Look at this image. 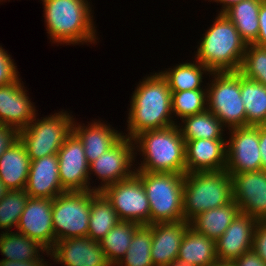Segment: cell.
I'll list each match as a JSON object with an SVG mask.
<instances>
[{
	"label": "cell",
	"mask_w": 266,
	"mask_h": 266,
	"mask_svg": "<svg viewBox=\"0 0 266 266\" xmlns=\"http://www.w3.org/2000/svg\"><path fill=\"white\" fill-rule=\"evenodd\" d=\"M171 91L160 72L146 75L135 87L127 116V134L134 139L148 130H157L175 124L171 110ZM125 133V134H124Z\"/></svg>",
	"instance_id": "cell-1"
},
{
	"label": "cell",
	"mask_w": 266,
	"mask_h": 266,
	"mask_svg": "<svg viewBox=\"0 0 266 266\" xmlns=\"http://www.w3.org/2000/svg\"><path fill=\"white\" fill-rule=\"evenodd\" d=\"M48 38L53 44H97L94 10L88 0H41ZM52 40V41H51Z\"/></svg>",
	"instance_id": "cell-2"
},
{
	"label": "cell",
	"mask_w": 266,
	"mask_h": 266,
	"mask_svg": "<svg viewBox=\"0 0 266 266\" xmlns=\"http://www.w3.org/2000/svg\"><path fill=\"white\" fill-rule=\"evenodd\" d=\"M198 41L194 57L211 72L239 71L247 44L224 13H218Z\"/></svg>",
	"instance_id": "cell-3"
},
{
	"label": "cell",
	"mask_w": 266,
	"mask_h": 266,
	"mask_svg": "<svg viewBox=\"0 0 266 266\" xmlns=\"http://www.w3.org/2000/svg\"><path fill=\"white\" fill-rule=\"evenodd\" d=\"M133 140L135 156H142L141 163L135 160L136 171L186 173L185 140L177 124L144 131Z\"/></svg>",
	"instance_id": "cell-4"
},
{
	"label": "cell",
	"mask_w": 266,
	"mask_h": 266,
	"mask_svg": "<svg viewBox=\"0 0 266 266\" xmlns=\"http://www.w3.org/2000/svg\"><path fill=\"white\" fill-rule=\"evenodd\" d=\"M233 200L232 178L226 169L185 173L183 216L190 222L198 214L222 207Z\"/></svg>",
	"instance_id": "cell-5"
},
{
	"label": "cell",
	"mask_w": 266,
	"mask_h": 266,
	"mask_svg": "<svg viewBox=\"0 0 266 266\" xmlns=\"http://www.w3.org/2000/svg\"><path fill=\"white\" fill-rule=\"evenodd\" d=\"M135 175L141 180L149 200L150 224L184 220L185 174L135 171Z\"/></svg>",
	"instance_id": "cell-6"
},
{
	"label": "cell",
	"mask_w": 266,
	"mask_h": 266,
	"mask_svg": "<svg viewBox=\"0 0 266 266\" xmlns=\"http://www.w3.org/2000/svg\"><path fill=\"white\" fill-rule=\"evenodd\" d=\"M34 120L19 130V140L24 144L30 160L57 154L66 137L72 132V112L61 110Z\"/></svg>",
	"instance_id": "cell-7"
},
{
	"label": "cell",
	"mask_w": 266,
	"mask_h": 266,
	"mask_svg": "<svg viewBox=\"0 0 266 266\" xmlns=\"http://www.w3.org/2000/svg\"><path fill=\"white\" fill-rule=\"evenodd\" d=\"M207 84V109L227 129L245 127L246 112L240 93V73L212 72Z\"/></svg>",
	"instance_id": "cell-8"
},
{
	"label": "cell",
	"mask_w": 266,
	"mask_h": 266,
	"mask_svg": "<svg viewBox=\"0 0 266 266\" xmlns=\"http://www.w3.org/2000/svg\"><path fill=\"white\" fill-rule=\"evenodd\" d=\"M97 191H66L53 199L52 220L55 243L88 235L92 197Z\"/></svg>",
	"instance_id": "cell-9"
},
{
	"label": "cell",
	"mask_w": 266,
	"mask_h": 266,
	"mask_svg": "<svg viewBox=\"0 0 266 266\" xmlns=\"http://www.w3.org/2000/svg\"><path fill=\"white\" fill-rule=\"evenodd\" d=\"M136 158L134 140L123 136L109 150L89 165L90 189L101 192L109 185L132 177L136 171L134 165ZM91 175L96 176L95 180H100L99 185L92 186L93 182L91 183L90 181L93 176Z\"/></svg>",
	"instance_id": "cell-10"
},
{
	"label": "cell",
	"mask_w": 266,
	"mask_h": 266,
	"mask_svg": "<svg viewBox=\"0 0 266 266\" xmlns=\"http://www.w3.org/2000/svg\"><path fill=\"white\" fill-rule=\"evenodd\" d=\"M101 193L115 209L121 221L150 224V205L141 180L134 174L104 188Z\"/></svg>",
	"instance_id": "cell-11"
},
{
	"label": "cell",
	"mask_w": 266,
	"mask_h": 266,
	"mask_svg": "<svg viewBox=\"0 0 266 266\" xmlns=\"http://www.w3.org/2000/svg\"><path fill=\"white\" fill-rule=\"evenodd\" d=\"M228 132L226 171L243 173L262 170L259 126L237 127L229 129Z\"/></svg>",
	"instance_id": "cell-12"
},
{
	"label": "cell",
	"mask_w": 266,
	"mask_h": 266,
	"mask_svg": "<svg viewBox=\"0 0 266 266\" xmlns=\"http://www.w3.org/2000/svg\"><path fill=\"white\" fill-rule=\"evenodd\" d=\"M57 157L62 188L65 191H90L89 163L83 143L73 131L64 140Z\"/></svg>",
	"instance_id": "cell-13"
},
{
	"label": "cell",
	"mask_w": 266,
	"mask_h": 266,
	"mask_svg": "<svg viewBox=\"0 0 266 266\" xmlns=\"http://www.w3.org/2000/svg\"><path fill=\"white\" fill-rule=\"evenodd\" d=\"M232 198L240 212L266 220V171L230 173Z\"/></svg>",
	"instance_id": "cell-14"
},
{
	"label": "cell",
	"mask_w": 266,
	"mask_h": 266,
	"mask_svg": "<svg viewBox=\"0 0 266 266\" xmlns=\"http://www.w3.org/2000/svg\"><path fill=\"white\" fill-rule=\"evenodd\" d=\"M52 205L53 199L29 197L15 230L37 241L48 252L55 246Z\"/></svg>",
	"instance_id": "cell-15"
},
{
	"label": "cell",
	"mask_w": 266,
	"mask_h": 266,
	"mask_svg": "<svg viewBox=\"0 0 266 266\" xmlns=\"http://www.w3.org/2000/svg\"><path fill=\"white\" fill-rule=\"evenodd\" d=\"M49 259L62 266H112L99 242L88 236L57 241Z\"/></svg>",
	"instance_id": "cell-16"
},
{
	"label": "cell",
	"mask_w": 266,
	"mask_h": 266,
	"mask_svg": "<svg viewBox=\"0 0 266 266\" xmlns=\"http://www.w3.org/2000/svg\"><path fill=\"white\" fill-rule=\"evenodd\" d=\"M27 91L21 78L0 86V124L21 130L34 120L38 110Z\"/></svg>",
	"instance_id": "cell-17"
},
{
	"label": "cell",
	"mask_w": 266,
	"mask_h": 266,
	"mask_svg": "<svg viewBox=\"0 0 266 266\" xmlns=\"http://www.w3.org/2000/svg\"><path fill=\"white\" fill-rule=\"evenodd\" d=\"M257 223L254 217L239 212L224 234L216 240L218 260L234 261L251 250Z\"/></svg>",
	"instance_id": "cell-18"
},
{
	"label": "cell",
	"mask_w": 266,
	"mask_h": 266,
	"mask_svg": "<svg viewBox=\"0 0 266 266\" xmlns=\"http://www.w3.org/2000/svg\"><path fill=\"white\" fill-rule=\"evenodd\" d=\"M226 140H185L186 173L226 169Z\"/></svg>",
	"instance_id": "cell-19"
},
{
	"label": "cell",
	"mask_w": 266,
	"mask_h": 266,
	"mask_svg": "<svg viewBox=\"0 0 266 266\" xmlns=\"http://www.w3.org/2000/svg\"><path fill=\"white\" fill-rule=\"evenodd\" d=\"M57 154L31 160L25 191L31 198L54 199L66 192L60 183Z\"/></svg>",
	"instance_id": "cell-20"
},
{
	"label": "cell",
	"mask_w": 266,
	"mask_h": 266,
	"mask_svg": "<svg viewBox=\"0 0 266 266\" xmlns=\"http://www.w3.org/2000/svg\"><path fill=\"white\" fill-rule=\"evenodd\" d=\"M152 230L151 259L154 266H166L178 258L182 239L190 223L159 222L148 225Z\"/></svg>",
	"instance_id": "cell-21"
},
{
	"label": "cell",
	"mask_w": 266,
	"mask_h": 266,
	"mask_svg": "<svg viewBox=\"0 0 266 266\" xmlns=\"http://www.w3.org/2000/svg\"><path fill=\"white\" fill-rule=\"evenodd\" d=\"M72 131L82 141L89 165L123 137V131L114 129L111 124L100 119L85 125L74 118Z\"/></svg>",
	"instance_id": "cell-22"
},
{
	"label": "cell",
	"mask_w": 266,
	"mask_h": 266,
	"mask_svg": "<svg viewBox=\"0 0 266 266\" xmlns=\"http://www.w3.org/2000/svg\"><path fill=\"white\" fill-rule=\"evenodd\" d=\"M30 166L25 146L18 140L0 157V180L9 190L25 189Z\"/></svg>",
	"instance_id": "cell-23"
},
{
	"label": "cell",
	"mask_w": 266,
	"mask_h": 266,
	"mask_svg": "<svg viewBox=\"0 0 266 266\" xmlns=\"http://www.w3.org/2000/svg\"><path fill=\"white\" fill-rule=\"evenodd\" d=\"M0 253L3 257L0 260L8 261H45L49 257L48 252L37 241L30 239L24 234L16 231L0 233ZM45 254V255H44ZM44 255V256H43Z\"/></svg>",
	"instance_id": "cell-24"
},
{
	"label": "cell",
	"mask_w": 266,
	"mask_h": 266,
	"mask_svg": "<svg viewBox=\"0 0 266 266\" xmlns=\"http://www.w3.org/2000/svg\"><path fill=\"white\" fill-rule=\"evenodd\" d=\"M239 212L238 205L232 200L222 207L213 208L198 214L189 222L190 227L216 241L224 234Z\"/></svg>",
	"instance_id": "cell-25"
},
{
	"label": "cell",
	"mask_w": 266,
	"mask_h": 266,
	"mask_svg": "<svg viewBox=\"0 0 266 266\" xmlns=\"http://www.w3.org/2000/svg\"><path fill=\"white\" fill-rule=\"evenodd\" d=\"M193 59V63L186 60L185 63H179L174 67L159 71L168 82L170 91L207 89L203 79H205V75L211 79L212 72L195 58Z\"/></svg>",
	"instance_id": "cell-26"
},
{
	"label": "cell",
	"mask_w": 266,
	"mask_h": 266,
	"mask_svg": "<svg viewBox=\"0 0 266 266\" xmlns=\"http://www.w3.org/2000/svg\"><path fill=\"white\" fill-rule=\"evenodd\" d=\"M178 259H184L194 266H210L218 260L216 241L189 226L182 239Z\"/></svg>",
	"instance_id": "cell-27"
},
{
	"label": "cell",
	"mask_w": 266,
	"mask_h": 266,
	"mask_svg": "<svg viewBox=\"0 0 266 266\" xmlns=\"http://www.w3.org/2000/svg\"><path fill=\"white\" fill-rule=\"evenodd\" d=\"M184 140L226 139L227 129L208 109L204 112L187 116L177 123Z\"/></svg>",
	"instance_id": "cell-28"
},
{
	"label": "cell",
	"mask_w": 266,
	"mask_h": 266,
	"mask_svg": "<svg viewBox=\"0 0 266 266\" xmlns=\"http://www.w3.org/2000/svg\"><path fill=\"white\" fill-rule=\"evenodd\" d=\"M264 0H243L229 7L224 14L234 24L246 44H253L259 33L258 14Z\"/></svg>",
	"instance_id": "cell-29"
},
{
	"label": "cell",
	"mask_w": 266,
	"mask_h": 266,
	"mask_svg": "<svg viewBox=\"0 0 266 266\" xmlns=\"http://www.w3.org/2000/svg\"><path fill=\"white\" fill-rule=\"evenodd\" d=\"M240 93L245 106L246 126L266 125V86L240 74Z\"/></svg>",
	"instance_id": "cell-30"
},
{
	"label": "cell",
	"mask_w": 266,
	"mask_h": 266,
	"mask_svg": "<svg viewBox=\"0 0 266 266\" xmlns=\"http://www.w3.org/2000/svg\"><path fill=\"white\" fill-rule=\"evenodd\" d=\"M121 220L107 198L97 192L91 200L88 237L99 242Z\"/></svg>",
	"instance_id": "cell-31"
},
{
	"label": "cell",
	"mask_w": 266,
	"mask_h": 266,
	"mask_svg": "<svg viewBox=\"0 0 266 266\" xmlns=\"http://www.w3.org/2000/svg\"><path fill=\"white\" fill-rule=\"evenodd\" d=\"M139 226L140 224L137 222L120 221L99 241L112 266H116L124 257Z\"/></svg>",
	"instance_id": "cell-32"
},
{
	"label": "cell",
	"mask_w": 266,
	"mask_h": 266,
	"mask_svg": "<svg viewBox=\"0 0 266 266\" xmlns=\"http://www.w3.org/2000/svg\"><path fill=\"white\" fill-rule=\"evenodd\" d=\"M152 230L140 225L121 261L116 266H154L151 259Z\"/></svg>",
	"instance_id": "cell-33"
},
{
	"label": "cell",
	"mask_w": 266,
	"mask_h": 266,
	"mask_svg": "<svg viewBox=\"0 0 266 266\" xmlns=\"http://www.w3.org/2000/svg\"><path fill=\"white\" fill-rule=\"evenodd\" d=\"M171 110L175 124L183 118L207 110V90L171 91ZM177 117V118H176Z\"/></svg>",
	"instance_id": "cell-34"
},
{
	"label": "cell",
	"mask_w": 266,
	"mask_h": 266,
	"mask_svg": "<svg viewBox=\"0 0 266 266\" xmlns=\"http://www.w3.org/2000/svg\"><path fill=\"white\" fill-rule=\"evenodd\" d=\"M29 196L24 189L9 190L8 193L0 199V230L4 232L18 226L20 216L25 209Z\"/></svg>",
	"instance_id": "cell-35"
},
{
	"label": "cell",
	"mask_w": 266,
	"mask_h": 266,
	"mask_svg": "<svg viewBox=\"0 0 266 266\" xmlns=\"http://www.w3.org/2000/svg\"><path fill=\"white\" fill-rule=\"evenodd\" d=\"M238 72L266 86V46L248 44Z\"/></svg>",
	"instance_id": "cell-36"
},
{
	"label": "cell",
	"mask_w": 266,
	"mask_h": 266,
	"mask_svg": "<svg viewBox=\"0 0 266 266\" xmlns=\"http://www.w3.org/2000/svg\"><path fill=\"white\" fill-rule=\"evenodd\" d=\"M1 45V44H0ZM15 60L5 50L2 45L0 46V86H6L18 80L20 74Z\"/></svg>",
	"instance_id": "cell-37"
},
{
	"label": "cell",
	"mask_w": 266,
	"mask_h": 266,
	"mask_svg": "<svg viewBox=\"0 0 266 266\" xmlns=\"http://www.w3.org/2000/svg\"><path fill=\"white\" fill-rule=\"evenodd\" d=\"M252 249L266 263V220H259L257 223Z\"/></svg>",
	"instance_id": "cell-38"
},
{
	"label": "cell",
	"mask_w": 266,
	"mask_h": 266,
	"mask_svg": "<svg viewBox=\"0 0 266 266\" xmlns=\"http://www.w3.org/2000/svg\"><path fill=\"white\" fill-rule=\"evenodd\" d=\"M19 140V130L10 125L0 124V157Z\"/></svg>",
	"instance_id": "cell-39"
},
{
	"label": "cell",
	"mask_w": 266,
	"mask_h": 266,
	"mask_svg": "<svg viewBox=\"0 0 266 266\" xmlns=\"http://www.w3.org/2000/svg\"><path fill=\"white\" fill-rule=\"evenodd\" d=\"M236 266H266V263L251 249L234 261Z\"/></svg>",
	"instance_id": "cell-40"
},
{
	"label": "cell",
	"mask_w": 266,
	"mask_h": 266,
	"mask_svg": "<svg viewBox=\"0 0 266 266\" xmlns=\"http://www.w3.org/2000/svg\"><path fill=\"white\" fill-rule=\"evenodd\" d=\"M259 33L256 41L253 44L266 46V2L264 1L259 9Z\"/></svg>",
	"instance_id": "cell-41"
},
{
	"label": "cell",
	"mask_w": 266,
	"mask_h": 266,
	"mask_svg": "<svg viewBox=\"0 0 266 266\" xmlns=\"http://www.w3.org/2000/svg\"><path fill=\"white\" fill-rule=\"evenodd\" d=\"M259 148L262 170L266 171V125L259 126Z\"/></svg>",
	"instance_id": "cell-42"
},
{
	"label": "cell",
	"mask_w": 266,
	"mask_h": 266,
	"mask_svg": "<svg viewBox=\"0 0 266 266\" xmlns=\"http://www.w3.org/2000/svg\"><path fill=\"white\" fill-rule=\"evenodd\" d=\"M49 261H8V260H0V266H50L51 263Z\"/></svg>",
	"instance_id": "cell-43"
},
{
	"label": "cell",
	"mask_w": 266,
	"mask_h": 266,
	"mask_svg": "<svg viewBox=\"0 0 266 266\" xmlns=\"http://www.w3.org/2000/svg\"><path fill=\"white\" fill-rule=\"evenodd\" d=\"M216 2L217 4L220 3L221 5V9L217 13H224L229 7H231L232 5L239 3L243 0H209L208 2Z\"/></svg>",
	"instance_id": "cell-44"
},
{
	"label": "cell",
	"mask_w": 266,
	"mask_h": 266,
	"mask_svg": "<svg viewBox=\"0 0 266 266\" xmlns=\"http://www.w3.org/2000/svg\"><path fill=\"white\" fill-rule=\"evenodd\" d=\"M166 266H194V265L188 263L184 259H178V258H176L171 263L167 264Z\"/></svg>",
	"instance_id": "cell-45"
},
{
	"label": "cell",
	"mask_w": 266,
	"mask_h": 266,
	"mask_svg": "<svg viewBox=\"0 0 266 266\" xmlns=\"http://www.w3.org/2000/svg\"><path fill=\"white\" fill-rule=\"evenodd\" d=\"M210 266H236L233 261H222L217 260L215 263L211 264Z\"/></svg>",
	"instance_id": "cell-46"
},
{
	"label": "cell",
	"mask_w": 266,
	"mask_h": 266,
	"mask_svg": "<svg viewBox=\"0 0 266 266\" xmlns=\"http://www.w3.org/2000/svg\"><path fill=\"white\" fill-rule=\"evenodd\" d=\"M9 189L0 180V199L8 193Z\"/></svg>",
	"instance_id": "cell-47"
}]
</instances>
